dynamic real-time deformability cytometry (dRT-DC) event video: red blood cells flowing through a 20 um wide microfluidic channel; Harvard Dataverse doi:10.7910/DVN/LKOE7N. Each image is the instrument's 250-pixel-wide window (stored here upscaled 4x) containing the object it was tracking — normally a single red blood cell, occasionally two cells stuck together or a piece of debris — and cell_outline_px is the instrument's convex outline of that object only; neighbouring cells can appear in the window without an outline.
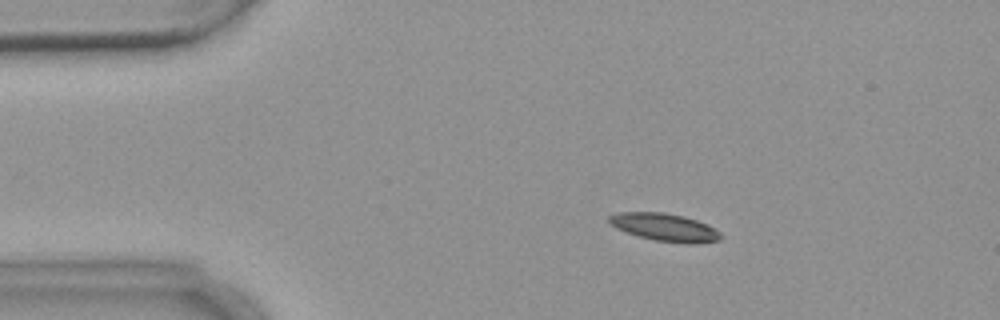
{"species": "common noctule bat (a hibernating species)", "species_latin": "Nyctalus noctula", "temperature_condition": "warm", "stored_images_in_passage": 4, "camera_frame_rate_fps": 3000, "um_per_image_px": 0.085, "animal": {"sex": "female", "body_mass_g": 18.4}, "frame": {"image": 1, "passage_image": 2, "time_ms": 1.0, "image_size_px": [1000, 320], "cell_outline_px": [[724, 236], [720, 240], [696, 244], [688, 244], [656, 240], [640, 236], [616, 228], [608, 224], [608, 216], [616, 212], [664, 212], [684, 216], [708, 224], [720, 232]], "centroid_in_image_um": [56.52, 19.31], "position_along_channel_um": 28.5, "area_um2": 18.21}}
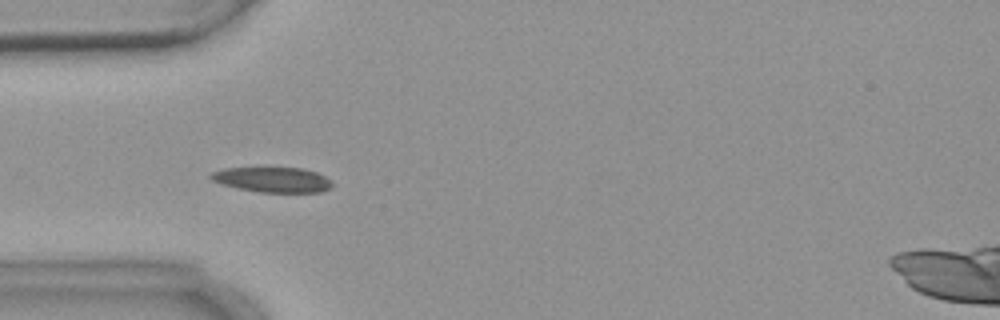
{"frame": {"image": 2, "passage_image": 3, "time_ms": 3.333, "image_size_px": [1000, 320], "cell_outline_px": [[332, 188], [320, 192], [260, 192], [236, 188], [220, 184], [212, 180], [208, 176], [212, 172], [224, 168], [300, 168], [316, 172], [332, 180]], "centroid_in_image_um": [23.16, 15.28], "position_along_channel_um": 61.8, "area_um2": 17.8}}